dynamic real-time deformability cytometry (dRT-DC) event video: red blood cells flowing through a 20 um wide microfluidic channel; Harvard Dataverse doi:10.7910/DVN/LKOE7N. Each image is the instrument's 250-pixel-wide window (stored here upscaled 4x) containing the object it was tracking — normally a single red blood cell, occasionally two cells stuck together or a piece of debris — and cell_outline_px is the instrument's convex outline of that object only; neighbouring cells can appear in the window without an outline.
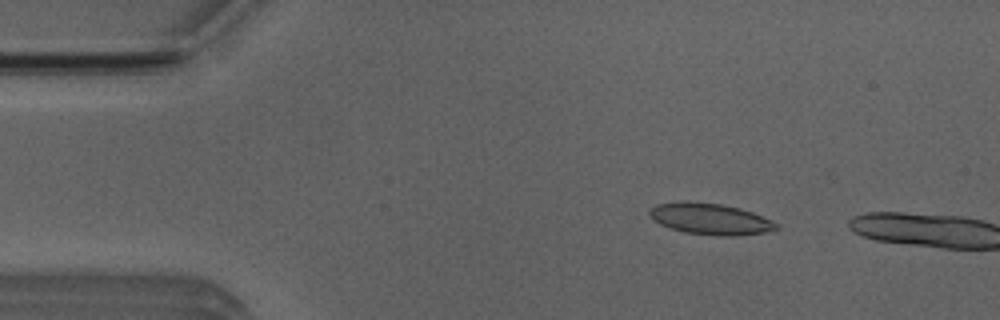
{"species": "Egyptian fruit bat (a non-hibernating species)", "species_latin": "Rousettus aegyptiacus", "temperature_condition": "room temperature", "stored_images_in_passage": 9, "camera_frame_rate_fps": 3000, "um_per_image_px": 0.085, "animal": {"sex": "male"}, "frame": {"image": 1, "passage_image": 7, "time_ms": 2.0, "image_size_px": [1000, 320], "cell_outline_px": [[780, 228], [764, 232], [736, 236], [720, 236], [684, 232], [668, 228], [652, 220], [648, 212], [656, 204], [680, 200], [684, 200], [720, 204], [740, 208], [752, 212], [772, 220], [780, 224]], "centroid_in_image_um": [60.35, 18.6], "position_along_channel_um": 24.6, "area_um2": 23.41}}